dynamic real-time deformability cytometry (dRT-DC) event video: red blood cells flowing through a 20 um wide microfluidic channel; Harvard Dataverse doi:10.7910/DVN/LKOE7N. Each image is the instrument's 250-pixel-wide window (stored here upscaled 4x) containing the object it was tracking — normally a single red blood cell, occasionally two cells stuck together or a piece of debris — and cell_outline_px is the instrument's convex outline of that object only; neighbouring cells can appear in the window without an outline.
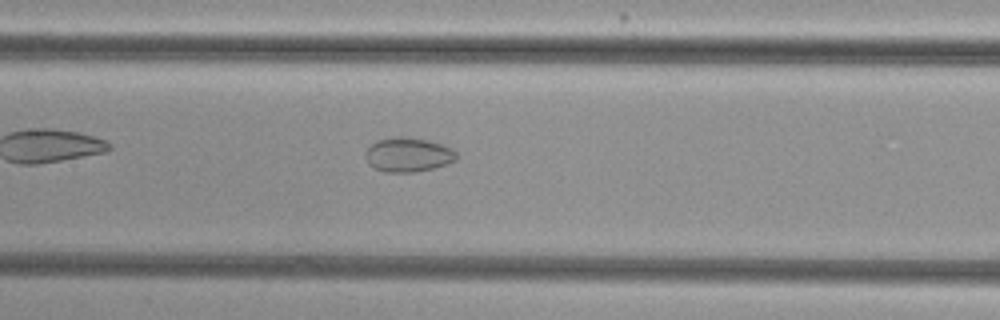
{"species": "common noctule bat (a hibernating species)", "species_latin": "Nyctalus noctula", "temperature_condition": "cold", "stored_images_in_passage": 39, "camera_frame_rate_fps": 3000, "um_per_image_px": 0.085, "animal": {"sex": "female", "body_mass_g": 29.2, "forearm_length_mm": 56.3}, "frame": {"image": 1, "passage_image": 11, "time_ms": 3.333, "image_size_px": [1000, 320], "cell_outline_px": [[456, 160], [448, 164], [416, 172], [384, 172], [368, 164], [364, 156], [364, 152], [376, 140], [396, 136], [408, 136], [428, 140], [452, 148], [456, 152]], "centroid_in_image_um": [34.67, 13.14], "position_along_channel_um": 172.7, "area_um2": 18.38}}
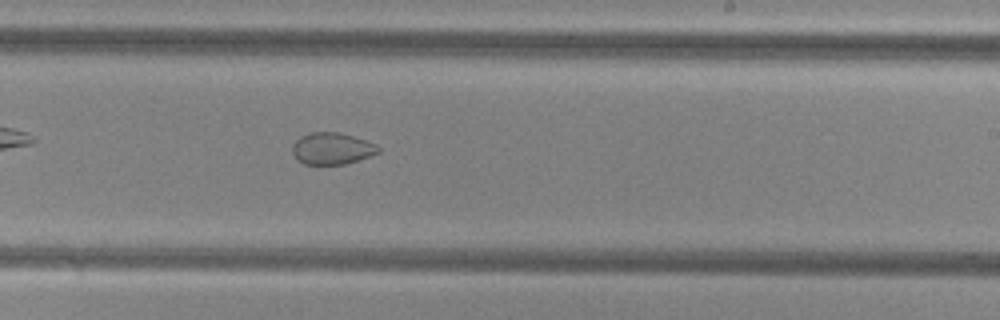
{"frame": {"image": 2, "passage_image": 18, "time_ms": 5.667, "image_size_px": [1000, 320], "cell_outline_px": [[380, 152], [360, 160], [344, 164], [304, 164], [292, 152], [292, 144], [300, 136], [308, 132], [340, 132], [376, 144], [380, 148]], "centroid_in_image_um": [28.22, 12.61], "position_along_channel_um": 260.8, "area_um2": 15.9}}
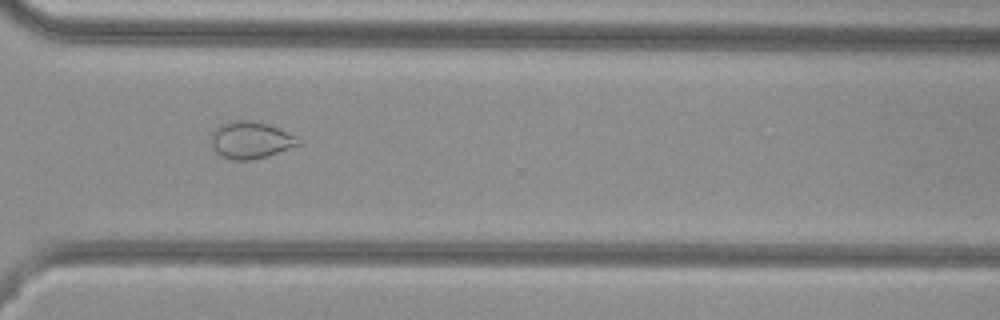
{"frame": {"image": 3, "passage_image": 25, "time_ms": 8.0, "image_size_px": [1000, 320], "cell_outline_px": [[304, 140], [300, 144], [264, 156], [248, 160], [232, 160], [216, 152], [212, 148], [212, 132], [220, 124], [228, 120], [252, 120], [268, 124], [296, 136]], "centroid_in_image_um": [21.29, 11.87], "position_along_channel_um": 349.3, "area_um2": 18.61}, "authors_computed_cell_mechanics": {"area_um2": 20.1144, "velocity_mm_per_s": 3.7894, "shape_relaxation_time_tau1_ms": null, "shape_relaxation_time_tau2_ms": 2.9188, "deformation_change_tau1": null, "deformation_change_tau2": 0.0588}}